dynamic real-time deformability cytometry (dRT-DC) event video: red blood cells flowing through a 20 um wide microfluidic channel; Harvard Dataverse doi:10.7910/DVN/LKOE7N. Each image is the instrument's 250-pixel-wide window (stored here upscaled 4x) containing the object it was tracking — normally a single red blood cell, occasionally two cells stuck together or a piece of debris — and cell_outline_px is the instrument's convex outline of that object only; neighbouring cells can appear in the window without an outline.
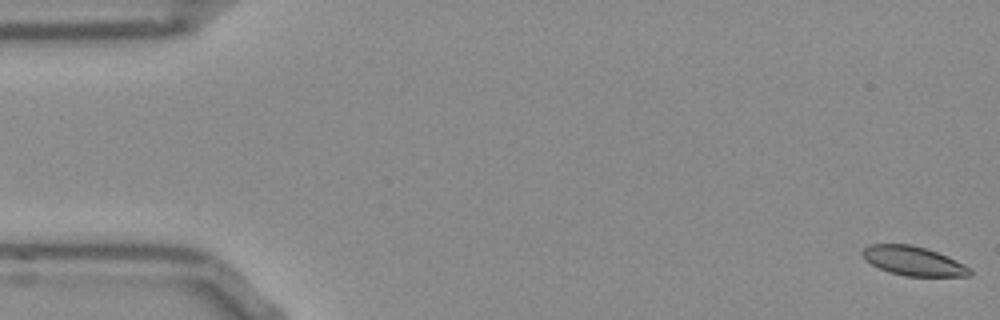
{"species": "Egyptian fruit bat (a non-hibernating species)", "species_latin": "Rousettus aegyptiacus", "temperature_condition": "room temperature", "stored_images_in_passage": 54, "segment_of_instrument_passage": [1, 2], "camera_frame_rate_fps": 3000, "um_per_image_px": 0.085, "frame": {"image": 1, "passage_image": 1, "time_ms": 0.0, "image_size_px": [1000, 320], "cell_outline_px": [[972, 276], [908, 276], [892, 272], [880, 268], [864, 260], [860, 252], [868, 244], [912, 244], [928, 248], [948, 256], [972, 268]], "centroid_in_image_um": [77.66, 22.16], "position_along_channel_um": 7.3, "area_um2": 18.44}}
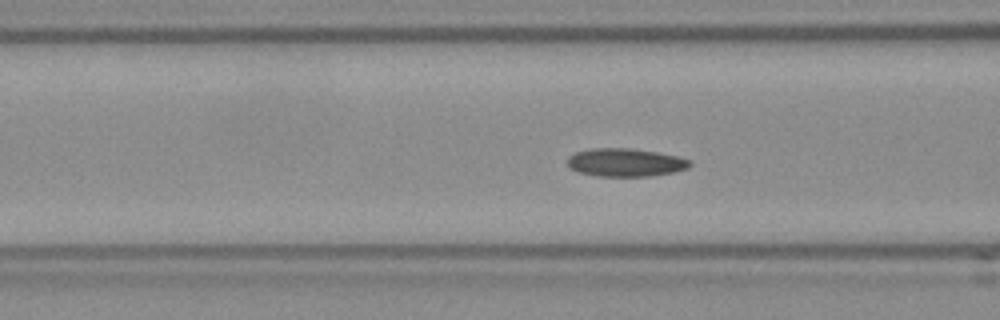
{"frame": {"image": 2, "passage_image": 20, "time_ms": 6.333, "image_size_px": [1000, 320], "cell_outline_px": [[692, 164], [688, 168], [672, 172], [648, 176], [596, 176], [580, 172], [572, 168], [568, 164], [568, 156], [576, 152], [592, 148], [632, 148], [656, 152], [676, 156], [692, 160]], "centroid_in_image_um": [53.18, 13.8], "position_along_channel_um": 113.4, "area_um2": 19.94}}
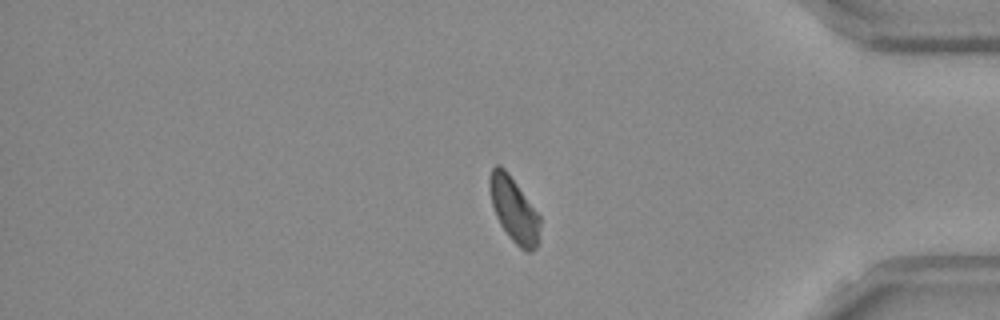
{"frame": {"image": 3, "passage_image": 44, "time_ms": 14.333, "image_size_px": [1000, 320], "cell_outline_px": [[540, 240], [536, 248], [532, 252], [528, 252], [520, 248], [508, 236], [500, 224], [496, 216], [492, 204], [488, 184], [488, 180], [492, 168], [496, 164], [500, 164], [508, 172], [540, 216]], "centroid_in_image_um": [43.69, 17.84], "position_along_channel_um": 391.5, "area_um2": 19.19}}